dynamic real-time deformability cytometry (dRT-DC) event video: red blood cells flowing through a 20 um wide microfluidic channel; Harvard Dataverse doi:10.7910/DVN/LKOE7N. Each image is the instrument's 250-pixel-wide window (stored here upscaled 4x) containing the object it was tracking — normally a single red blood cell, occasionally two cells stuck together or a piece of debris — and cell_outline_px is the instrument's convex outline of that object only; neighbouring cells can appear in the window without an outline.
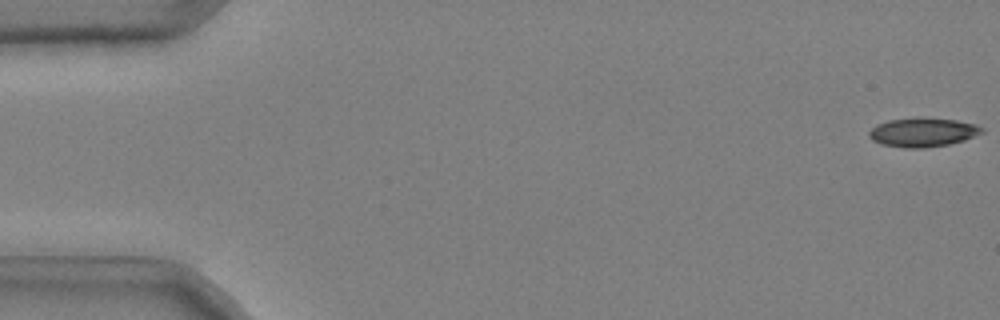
{"species": "common noctule bat (a hibernating species)", "species_latin": "Nyctalus noctula", "temperature_condition": "cold", "stored_images_in_passage": 14, "camera_frame_rate_fps": 3000, "um_per_image_px": 0.085, "animal": {"sex": "male", "body_mass_g": 20.4}, "frame": {"image": 1, "passage_image": 1, "time_ms": 0.0, "image_size_px": [1000, 320], "cell_outline_px": [[984, 132], [964, 140], [948, 144], [920, 148], [904, 148], [880, 144], [872, 140], [868, 136], [868, 132], [876, 124], [888, 120], [916, 116], [956, 120], [976, 124], [984, 128]], "centroid_in_image_um": [78.41, 11.22], "position_along_channel_um": 6.6, "area_um2": 19.36}}